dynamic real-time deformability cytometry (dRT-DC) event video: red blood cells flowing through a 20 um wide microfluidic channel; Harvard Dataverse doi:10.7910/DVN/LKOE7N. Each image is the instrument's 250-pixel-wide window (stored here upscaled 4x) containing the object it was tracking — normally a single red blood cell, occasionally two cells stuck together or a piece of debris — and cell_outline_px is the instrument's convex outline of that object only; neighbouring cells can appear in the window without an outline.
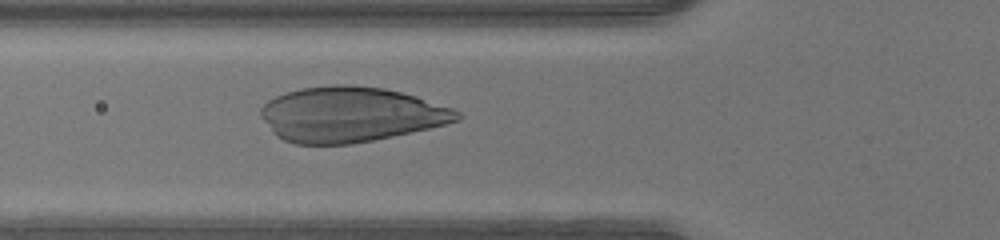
{"species": "human", "species_latin": "Homo sapiens", "temperature_condition": "warm", "stored_images_in_passage": 29, "camera_frame_rate_fps": 3000, "um_per_image_px": 0.085, "donor": {"sex": "male"}, "frame": {"image": 1, "passage_image": 8, "time_ms": 2.333, "image_size_px": [1000, 240], "cell_outline_px": [[464, 116], [460, 120], [412, 132], [352, 144], [296, 144], [284, 140], [276, 136], [272, 132], [260, 116], [260, 108], [268, 100], [276, 96], [300, 88], [336, 84], [352, 84], [384, 88], [400, 92], [452, 108], [460, 112]], "centroid_in_image_um": [29.76, 9.73], "position_along_channel_um": 96.0, "area_um2": 62.89}}
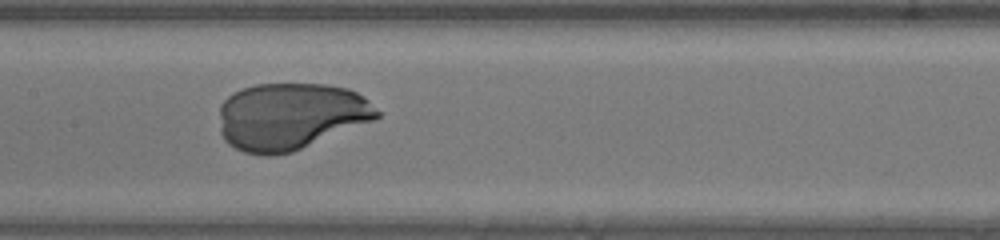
{"frame": {"image": 2, "passage_image": 14, "time_ms": 4.333, "image_size_px": [1000, 240], "cell_outline_px": [[380, 116], [372, 120], [292, 152], [272, 156], [264, 156], [244, 152], [228, 144], [224, 140], [220, 132], [220, 104], [232, 92], [256, 84], [324, 84], [348, 88], [364, 96], [380, 112]], "centroid_in_image_um": [24.66, 9.88], "position_along_channel_um": 182.7, "area_um2": 61.5}}
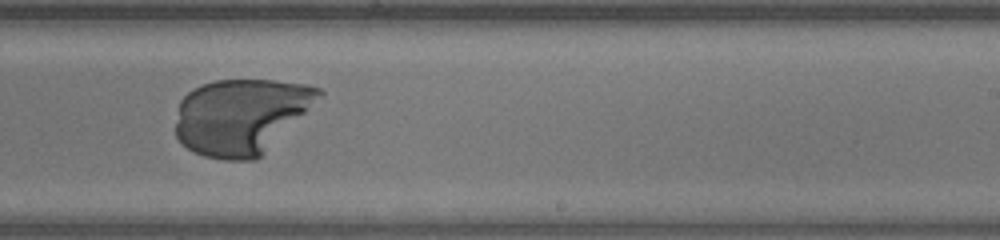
{"frame": {"image": 3, "passage_image": 20, "time_ms": 6.333, "image_size_px": [1000, 240], "cell_outline_px": [[324, 92], [256, 160], [224, 160], [204, 156], [180, 144], [176, 136], [176, 120], [180, 100], [192, 88], [216, 80], [272, 80], [304, 84], [320, 88]], "centroid_in_image_um": [20.42, 9.87], "position_along_channel_um": 268.6, "area_um2": 62.02}}